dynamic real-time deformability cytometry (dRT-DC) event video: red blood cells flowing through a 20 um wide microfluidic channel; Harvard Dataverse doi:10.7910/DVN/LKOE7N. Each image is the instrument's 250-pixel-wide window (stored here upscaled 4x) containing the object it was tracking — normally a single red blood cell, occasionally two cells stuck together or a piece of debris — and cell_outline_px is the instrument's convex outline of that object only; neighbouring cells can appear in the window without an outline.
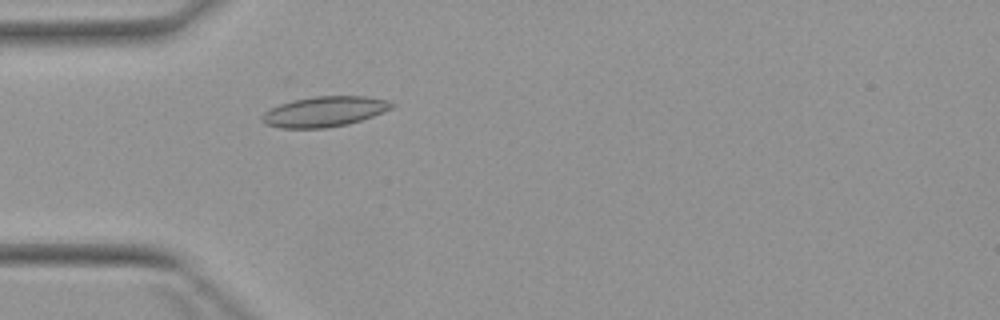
{"species": "Egyptian fruit bat (a non-hibernating species)", "species_latin": "Rousettus aegyptiacus", "temperature_condition": "warm", "stored_images_in_passage": 3, "camera_frame_rate_fps": 3000, "um_per_image_px": 0.085, "animal": {"sex": "female"}, "frame": {"image": 1, "passage_image": 3, "time_ms": 2.333, "image_size_px": [1000, 320], "cell_outline_px": [[396, 104], [392, 108], [372, 116], [348, 124], [324, 128], [280, 128], [264, 124], [260, 120], [260, 116], [264, 112], [280, 104], [292, 100], [316, 96], [368, 96], [388, 100]], "centroid_in_image_um": [27.56, 9.48], "position_along_channel_um": 57.4, "area_um2": 22.95}}